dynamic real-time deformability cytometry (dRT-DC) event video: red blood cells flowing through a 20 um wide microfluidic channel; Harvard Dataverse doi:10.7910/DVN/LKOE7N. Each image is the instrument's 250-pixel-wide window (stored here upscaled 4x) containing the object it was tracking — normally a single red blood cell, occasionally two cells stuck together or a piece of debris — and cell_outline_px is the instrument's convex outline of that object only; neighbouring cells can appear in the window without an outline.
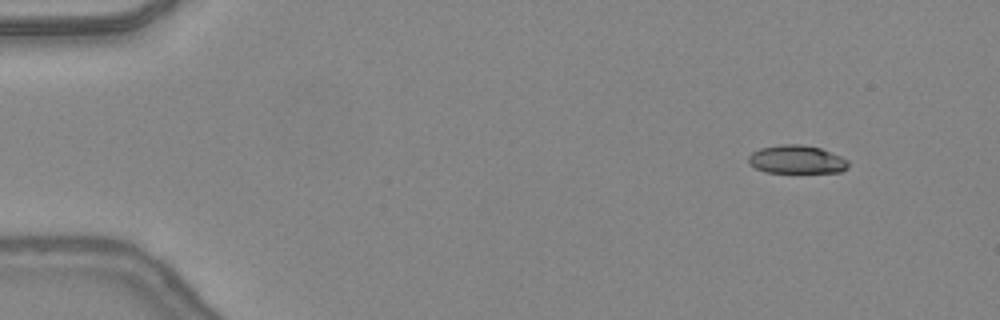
{"species": "common noctule bat (a hibernating species)", "species_latin": "Nyctalus noctula", "temperature_condition": "warm", "stored_images_in_passage": 43, "camera_frame_rate_fps": 3000, "um_per_image_px": 0.085, "animal": {"sex": "female", "body_mass_g": 24.6, "forearm_length_mm": 56.2}, "frame": {"image": 1, "passage_image": 1, "time_ms": 0.0, "image_size_px": [1000, 320], "cell_outline_px": [[848, 168], [840, 172], [764, 172], [756, 168], [748, 160], [748, 156], [752, 152], [760, 148], [780, 144], [800, 144], [820, 148], [840, 156], [848, 160]], "centroid_in_image_um": [67.71, 13.55], "position_along_channel_um": 17.3, "area_um2": 16.36}}
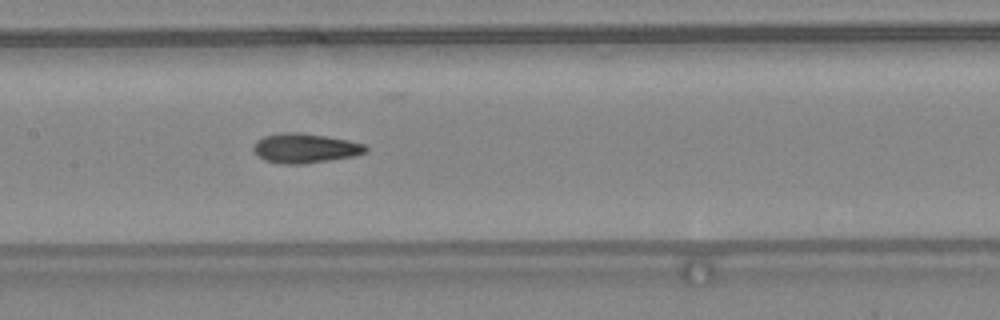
{"frame": {"image": 2, "passage_image": 20, "time_ms": 6.333, "image_size_px": [1000, 320], "cell_outline_px": [[368, 152], [356, 156], [300, 164], [284, 164], [264, 160], [252, 148], [252, 144], [256, 140], [264, 136], [328, 136], [348, 140], [364, 144], [368, 148]], "centroid_in_image_um": [26.0, 12.66], "position_along_channel_um": 181.4, "area_um2": 18.26}}
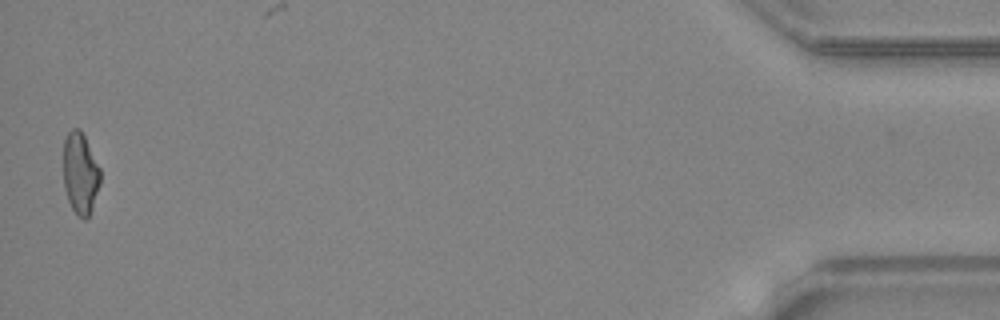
{"frame": {"image": 3, "passage_image": 43, "time_ms": 14.0, "image_size_px": [1000, 320], "cell_outline_px": [[100, 184], [88, 220], [84, 220], [72, 208], [68, 200], [64, 188], [64, 140], [68, 132], [72, 128], [80, 128], [100, 168]], "centroid_in_image_um": [6.83, 14.74], "position_along_channel_um": 428.4, "area_um2": 17.46}, "authors_computed_cell_mechanics": {"area_um2": 18.0914, "velocity_mm_per_s": 4.4271, "shape_relaxation_time_tau1_ms": 9.6613, "shape_relaxation_time_tau2_ms": 1.6953, "deformation_change_tau1": 0.2681, "deformation_change_tau2": 0.0922}}